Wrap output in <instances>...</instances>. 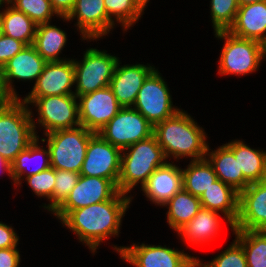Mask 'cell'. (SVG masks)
<instances>
[{
	"label": "cell",
	"mask_w": 266,
	"mask_h": 267,
	"mask_svg": "<svg viewBox=\"0 0 266 267\" xmlns=\"http://www.w3.org/2000/svg\"><path fill=\"white\" fill-rule=\"evenodd\" d=\"M197 265L198 267H247V262L242 245L234 239L233 243L212 261L202 263L197 259Z\"/></svg>",
	"instance_id": "36"
},
{
	"label": "cell",
	"mask_w": 266,
	"mask_h": 267,
	"mask_svg": "<svg viewBox=\"0 0 266 267\" xmlns=\"http://www.w3.org/2000/svg\"><path fill=\"white\" fill-rule=\"evenodd\" d=\"M8 3L26 14L37 25L51 22L53 15L58 17L50 0H8Z\"/></svg>",
	"instance_id": "34"
},
{
	"label": "cell",
	"mask_w": 266,
	"mask_h": 267,
	"mask_svg": "<svg viewBox=\"0 0 266 267\" xmlns=\"http://www.w3.org/2000/svg\"><path fill=\"white\" fill-rule=\"evenodd\" d=\"M26 44L2 33L0 36V68L12 59Z\"/></svg>",
	"instance_id": "38"
},
{
	"label": "cell",
	"mask_w": 266,
	"mask_h": 267,
	"mask_svg": "<svg viewBox=\"0 0 266 267\" xmlns=\"http://www.w3.org/2000/svg\"><path fill=\"white\" fill-rule=\"evenodd\" d=\"M229 32L239 38L266 43V1L239 6Z\"/></svg>",
	"instance_id": "21"
},
{
	"label": "cell",
	"mask_w": 266,
	"mask_h": 267,
	"mask_svg": "<svg viewBox=\"0 0 266 267\" xmlns=\"http://www.w3.org/2000/svg\"><path fill=\"white\" fill-rule=\"evenodd\" d=\"M234 230H266V187L260 182L239 192Z\"/></svg>",
	"instance_id": "16"
},
{
	"label": "cell",
	"mask_w": 266,
	"mask_h": 267,
	"mask_svg": "<svg viewBox=\"0 0 266 267\" xmlns=\"http://www.w3.org/2000/svg\"><path fill=\"white\" fill-rule=\"evenodd\" d=\"M264 52H265V58H266V43L264 44Z\"/></svg>",
	"instance_id": "49"
},
{
	"label": "cell",
	"mask_w": 266,
	"mask_h": 267,
	"mask_svg": "<svg viewBox=\"0 0 266 267\" xmlns=\"http://www.w3.org/2000/svg\"><path fill=\"white\" fill-rule=\"evenodd\" d=\"M182 188V169L167 162L149 176L141 189L149 201L163 206Z\"/></svg>",
	"instance_id": "20"
},
{
	"label": "cell",
	"mask_w": 266,
	"mask_h": 267,
	"mask_svg": "<svg viewBox=\"0 0 266 267\" xmlns=\"http://www.w3.org/2000/svg\"><path fill=\"white\" fill-rule=\"evenodd\" d=\"M2 18H1V14H0V36L2 35Z\"/></svg>",
	"instance_id": "48"
},
{
	"label": "cell",
	"mask_w": 266,
	"mask_h": 267,
	"mask_svg": "<svg viewBox=\"0 0 266 267\" xmlns=\"http://www.w3.org/2000/svg\"><path fill=\"white\" fill-rule=\"evenodd\" d=\"M21 258L16 247L0 248V267H19Z\"/></svg>",
	"instance_id": "40"
},
{
	"label": "cell",
	"mask_w": 266,
	"mask_h": 267,
	"mask_svg": "<svg viewBox=\"0 0 266 267\" xmlns=\"http://www.w3.org/2000/svg\"><path fill=\"white\" fill-rule=\"evenodd\" d=\"M77 19L76 25L83 40H97L109 34L115 21L108 17L104 0H76L73 9L62 20Z\"/></svg>",
	"instance_id": "15"
},
{
	"label": "cell",
	"mask_w": 266,
	"mask_h": 267,
	"mask_svg": "<svg viewBox=\"0 0 266 267\" xmlns=\"http://www.w3.org/2000/svg\"><path fill=\"white\" fill-rule=\"evenodd\" d=\"M137 6L144 12L149 0H134Z\"/></svg>",
	"instance_id": "44"
},
{
	"label": "cell",
	"mask_w": 266,
	"mask_h": 267,
	"mask_svg": "<svg viewBox=\"0 0 266 267\" xmlns=\"http://www.w3.org/2000/svg\"><path fill=\"white\" fill-rule=\"evenodd\" d=\"M120 64L119 60L109 86L121 107H133L141 86L156 68L150 64Z\"/></svg>",
	"instance_id": "19"
},
{
	"label": "cell",
	"mask_w": 266,
	"mask_h": 267,
	"mask_svg": "<svg viewBox=\"0 0 266 267\" xmlns=\"http://www.w3.org/2000/svg\"><path fill=\"white\" fill-rule=\"evenodd\" d=\"M164 206L168 207V225L176 232L190 222L202 208L199 197L192 195L183 188L168 200Z\"/></svg>",
	"instance_id": "27"
},
{
	"label": "cell",
	"mask_w": 266,
	"mask_h": 267,
	"mask_svg": "<svg viewBox=\"0 0 266 267\" xmlns=\"http://www.w3.org/2000/svg\"><path fill=\"white\" fill-rule=\"evenodd\" d=\"M259 1H266V0H238L239 6H243L246 4L256 3Z\"/></svg>",
	"instance_id": "45"
},
{
	"label": "cell",
	"mask_w": 266,
	"mask_h": 267,
	"mask_svg": "<svg viewBox=\"0 0 266 267\" xmlns=\"http://www.w3.org/2000/svg\"><path fill=\"white\" fill-rule=\"evenodd\" d=\"M1 168H3V170L8 173V176L11 177L10 179H12L11 163L8 162V160L0 154V169Z\"/></svg>",
	"instance_id": "43"
},
{
	"label": "cell",
	"mask_w": 266,
	"mask_h": 267,
	"mask_svg": "<svg viewBox=\"0 0 266 267\" xmlns=\"http://www.w3.org/2000/svg\"><path fill=\"white\" fill-rule=\"evenodd\" d=\"M27 106L31 103L37 107V123L32 118L33 129L36 137V125H41L48 134L57 130L73 129L81 126L77 97L70 95H51L46 97H24L21 99Z\"/></svg>",
	"instance_id": "7"
},
{
	"label": "cell",
	"mask_w": 266,
	"mask_h": 267,
	"mask_svg": "<svg viewBox=\"0 0 266 267\" xmlns=\"http://www.w3.org/2000/svg\"><path fill=\"white\" fill-rule=\"evenodd\" d=\"M81 126L98 133L122 108L110 86L77 97Z\"/></svg>",
	"instance_id": "14"
},
{
	"label": "cell",
	"mask_w": 266,
	"mask_h": 267,
	"mask_svg": "<svg viewBox=\"0 0 266 267\" xmlns=\"http://www.w3.org/2000/svg\"><path fill=\"white\" fill-rule=\"evenodd\" d=\"M74 83L73 59L47 62L32 91L26 97L74 94L71 90Z\"/></svg>",
	"instance_id": "17"
},
{
	"label": "cell",
	"mask_w": 266,
	"mask_h": 267,
	"mask_svg": "<svg viewBox=\"0 0 266 267\" xmlns=\"http://www.w3.org/2000/svg\"><path fill=\"white\" fill-rule=\"evenodd\" d=\"M203 208L223 214L232 231L238 217L239 192L220 179L211 184L199 197Z\"/></svg>",
	"instance_id": "22"
},
{
	"label": "cell",
	"mask_w": 266,
	"mask_h": 267,
	"mask_svg": "<svg viewBox=\"0 0 266 267\" xmlns=\"http://www.w3.org/2000/svg\"><path fill=\"white\" fill-rule=\"evenodd\" d=\"M122 260L135 267H194L197 257L165 245L133 244L130 247L114 246Z\"/></svg>",
	"instance_id": "11"
},
{
	"label": "cell",
	"mask_w": 266,
	"mask_h": 267,
	"mask_svg": "<svg viewBox=\"0 0 266 267\" xmlns=\"http://www.w3.org/2000/svg\"><path fill=\"white\" fill-rule=\"evenodd\" d=\"M238 158L239 172L251 184L260 182L266 165V151L250 148L242 140L225 144Z\"/></svg>",
	"instance_id": "26"
},
{
	"label": "cell",
	"mask_w": 266,
	"mask_h": 267,
	"mask_svg": "<svg viewBox=\"0 0 266 267\" xmlns=\"http://www.w3.org/2000/svg\"><path fill=\"white\" fill-rule=\"evenodd\" d=\"M133 108L140 112L153 126L180 110L173 106L169 88L157 69L144 81Z\"/></svg>",
	"instance_id": "10"
},
{
	"label": "cell",
	"mask_w": 266,
	"mask_h": 267,
	"mask_svg": "<svg viewBox=\"0 0 266 267\" xmlns=\"http://www.w3.org/2000/svg\"><path fill=\"white\" fill-rule=\"evenodd\" d=\"M117 192L109 179L80 175L75 187L52 214L61 222L72 210L110 200Z\"/></svg>",
	"instance_id": "13"
},
{
	"label": "cell",
	"mask_w": 266,
	"mask_h": 267,
	"mask_svg": "<svg viewBox=\"0 0 266 267\" xmlns=\"http://www.w3.org/2000/svg\"><path fill=\"white\" fill-rule=\"evenodd\" d=\"M94 134L84 126L44 134L47 138H42L41 141H47L51 167L80 173L88 142Z\"/></svg>",
	"instance_id": "5"
},
{
	"label": "cell",
	"mask_w": 266,
	"mask_h": 267,
	"mask_svg": "<svg viewBox=\"0 0 266 267\" xmlns=\"http://www.w3.org/2000/svg\"><path fill=\"white\" fill-rule=\"evenodd\" d=\"M19 236L13 230L12 226L0 222V248L17 247Z\"/></svg>",
	"instance_id": "39"
},
{
	"label": "cell",
	"mask_w": 266,
	"mask_h": 267,
	"mask_svg": "<svg viewBox=\"0 0 266 267\" xmlns=\"http://www.w3.org/2000/svg\"><path fill=\"white\" fill-rule=\"evenodd\" d=\"M215 37L225 40L219 59L220 75H246L259 69L265 58L264 44L236 37L229 31L215 32Z\"/></svg>",
	"instance_id": "6"
},
{
	"label": "cell",
	"mask_w": 266,
	"mask_h": 267,
	"mask_svg": "<svg viewBox=\"0 0 266 267\" xmlns=\"http://www.w3.org/2000/svg\"><path fill=\"white\" fill-rule=\"evenodd\" d=\"M104 4L108 17L122 25L124 31L134 25L143 15V11L134 0H104Z\"/></svg>",
	"instance_id": "32"
},
{
	"label": "cell",
	"mask_w": 266,
	"mask_h": 267,
	"mask_svg": "<svg viewBox=\"0 0 266 267\" xmlns=\"http://www.w3.org/2000/svg\"><path fill=\"white\" fill-rule=\"evenodd\" d=\"M217 180L213 166L206 157L190 161L187 168L182 169L183 189L197 197H200Z\"/></svg>",
	"instance_id": "29"
},
{
	"label": "cell",
	"mask_w": 266,
	"mask_h": 267,
	"mask_svg": "<svg viewBox=\"0 0 266 267\" xmlns=\"http://www.w3.org/2000/svg\"><path fill=\"white\" fill-rule=\"evenodd\" d=\"M52 8L59 18L67 17L74 7L76 0H50Z\"/></svg>",
	"instance_id": "41"
},
{
	"label": "cell",
	"mask_w": 266,
	"mask_h": 267,
	"mask_svg": "<svg viewBox=\"0 0 266 267\" xmlns=\"http://www.w3.org/2000/svg\"><path fill=\"white\" fill-rule=\"evenodd\" d=\"M166 160L164 151L154 134L123 149L118 191L128 195L138 183L142 188L149 176L168 162Z\"/></svg>",
	"instance_id": "3"
},
{
	"label": "cell",
	"mask_w": 266,
	"mask_h": 267,
	"mask_svg": "<svg viewBox=\"0 0 266 267\" xmlns=\"http://www.w3.org/2000/svg\"><path fill=\"white\" fill-rule=\"evenodd\" d=\"M122 150L95 133L88 142L80 175L109 179L116 187L121 171Z\"/></svg>",
	"instance_id": "12"
},
{
	"label": "cell",
	"mask_w": 266,
	"mask_h": 267,
	"mask_svg": "<svg viewBox=\"0 0 266 267\" xmlns=\"http://www.w3.org/2000/svg\"><path fill=\"white\" fill-rule=\"evenodd\" d=\"M5 3L8 4V0H0V8L3 7L2 5L5 4ZM1 12L2 11L0 10V13Z\"/></svg>",
	"instance_id": "47"
},
{
	"label": "cell",
	"mask_w": 266,
	"mask_h": 267,
	"mask_svg": "<svg viewBox=\"0 0 266 267\" xmlns=\"http://www.w3.org/2000/svg\"><path fill=\"white\" fill-rule=\"evenodd\" d=\"M217 211L201 208L193 219L186 223L178 232V236L190 245H203L214 241L221 228V216Z\"/></svg>",
	"instance_id": "23"
},
{
	"label": "cell",
	"mask_w": 266,
	"mask_h": 267,
	"mask_svg": "<svg viewBox=\"0 0 266 267\" xmlns=\"http://www.w3.org/2000/svg\"><path fill=\"white\" fill-rule=\"evenodd\" d=\"M79 177L80 173L67 170H55L53 211L66 199L77 184Z\"/></svg>",
	"instance_id": "37"
},
{
	"label": "cell",
	"mask_w": 266,
	"mask_h": 267,
	"mask_svg": "<svg viewBox=\"0 0 266 267\" xmlns=\"http://www.w3.org/2000/svg\"><path fill=\"white\" fill-rule=\"evenodd\" d=\"M210 5L214 32L229 31L239 9L238 0H211Z\"/></svg>",
	"instance_id": "33"
},
{
	"label": "cell",
	"mask_w": 266,
	"mask_h": 267,
	"mask_svg": "<svg viewBox=\"0 0 266 267\" xmlns=\"http://www.w3.org/2000/svg\"><path fill=\"white\" fill-rule=\"evenodd\" d=\"M35 195L49 199L50 204L43 206L49 212H53V190L55 185V169H49L25 178Z\"/></svg>",
	"instance_id": "35"
},
{
	"label": "cell",
	"mask_w": 266,
	"mask_h": 267,
	"mask_svg": "<svg viewBox=\"0 0 266 267\" xmlns=\"http://www.w3.org/2000/svg\"><path fill=\"white\" fill-rule=\"evenodd\" d=\"M260 183L266 187V165H265V168H264V171H263V174H262V178L260 180Z\"/></svg>",
	"instance_id": "46"
},
{
	"label": "cell",
	"mask_w": 266,
	"mask_h": 267,
	"mask_svg": "<svg viewBox=\"0 0 266 267\" xmlns=\"http://www.w3.org/2000/svg\"><path fill=\"white\" fill-rule=\"evenodd\" d=\"M67 43V34L65 31L49 23L37 25L34 47L41 57L47 62L65 61L58 55Z\"/></svg>",
	"instance_id": "28"
},
{
	"label": "cell",
	"mask_w": 266,
	"mask_h": 267,
	"mask_svg": "<svg viewBox=\"0 0 266 267\" xmlns=\"http://www.w3.org/2000/svg\"><path fill=\"white\" fill-rule=\"evenodd\" d=\"M44 148L45 147L42 146L40 147L38 136L29 144V146L25 150L21 151L15 157V159L11 162V175L14 185H21L23 174L25 177H29L39 172L45 171L51 167L49 148L48 146L46 147L47 149ZM34 159H39L40 162H36L37 164L35 163L36 165H33L36 167L33 170H28L27 172L26 168L30 165L28 163L34 162Z\"/></svg>",
	"instance_id": "25"
},
{
	"label": "cell",
	"mask_w": 266,
	"mask_h": 267,
	"mask_svg": "<svg viewBox=\"0 0 266 267\" xmlns=\"http://www.w3.org/2000/svg\"><path fill=\"white\" fill-rule=\"evenodd\" d=\"M210 150L208 145L206 158L212 164L218 179L238 192L244 190L250 183L239 172L238 158H235L234 153L225 144L214 151Z\"/></svg>",
	"instance_id": "24"
},
{
	"label": "cell",
	"mask_w": 266,
	"mask_h": 267,
	"mask_svg": "<svg viewBox=\"0 0 266 267\" xmlns=\"http://www.w3.org/2000/svg\"><path fill=\"white\" fill-rule=\"evenodd\" d=\"M242 245L247 267H266V230H233Z\"/></svg>",
	"instance_id": "31"
},
{
	"label": "cell",
	"mask_w": 266,
	"mask_h": 267,
	"mask_svg": "<svg viewBox=\"0 0 266 267\" xmlns=\"http://www.w3.org/2000/svg\"><path fill=\"white\" fill-rule=\"evenodd\" d=\"M47 61L44 60L37 52L33 44L26 45L12 59H10L2 68L3 83L7 92L12 98H19L12 85V81L35 80L36 83L39 75L44 70Z\"/></svg>",
	"instance_id": "18"
},
{
	"label": "cell",
	"mask_w": 266,
	"mask_h": 267,
	"mask_svg": "<svg viewBox=\"0 0 266 267\" xmlns=\"http://www.w3.org/2000/svg\"><path fill=\"white\" fill-rule=\"evenodd\" d=\"M106 52L89 48L85 51L82 61L73 59L76 97L110 85L119 57Z\"/></svg>",
	"instance_id": "8"
},
{
	"label": "cell",
	"mask_w": 266,
	"mask_h": 267,
	"mask_svg": "<svg viewBox=\"0 0 266 267\" xmlns=\"http://www.w3.org/2000/svg\"><path fill=\"white\" fill-rule=\"evenodd\" d=\"M20 99L0 106V154L10 163L36 138L32 110Z\"/></svg>",
	"instance_id": "4"
},
{
	"label": "cell",
	"mask_w": 266,
	"mask_h": 267,
	"mask_svg": "<svg viewBox=\"0 0 266 267\" xmlns=\"http://www.w3.org/2000/svg\"><path fill=\"white\" fill-rule=\"evenodd\" d=\"M13 98L7 92L6 88L4 87L3 83V75H2V68H0V106L7 104Z\"/></svg>",
	"instance_id": "42"
},
{
	"label": "cell",
	"mask_w": 266,
	"mask_h": 267,
	"mask_svg": "<svg viewBox=\"0 0 266 267\" xmlns=\"http://www.w3.org/2000/svg\"><path fill=\"white\" fill-rule=\"evenodd\" d=\"M132 198L118 191L110 200L72 210L61 223L72 230L94 254L103 241L118 236L122 218Z\"/></svg>",
	"instance_id": "1"
},
{
	"label": "cell",
	"mask_w": 266,
	"mask_h": 267,
	"mask_svg": "<svg viewBox=\"0 0 266 267\" xmlns=\"http://www.w3.org/2000/svg\"><path fill=\"white\" fill-rule=\"evenodd\" d=\"M153 134L167 159L170 156L174 159L191 157L195 161L206 157V132L183 109L157 123Z\"/></svg>",
	"instance_id": "2"
},
{
	"label": "cell",
	"mask_w": 266,
	"mask_h": 267,
	"mask_svg": "<svg viewBox=\"0 0 266 267\" xmlns=\"http://www.w3.org/2000/svg\"><path fill=\"white\" fill-rule=\"evenodd\" d=\"M1 14L3 34L20 40L26 45L34 43L37 24L26 14L16 10L13 6L7 5Z\"/></svg>",
	"instance_id": "30"
},
{
	"label": "cell",
	"mask_w": 266,
	"mask_h": 267,
	"mask_svg": "<svg viewBox=\"0 0 266 267\" xmlns=\"http://www.w3.org/2000/svg\"><path fill=\"white\" fill-rule=\"evenodd\" d=\"M154 126L132 107H122L98 134L121 150L153 135Z\"/></svg>",
	"instance_id": "9"
}]
</instances>
